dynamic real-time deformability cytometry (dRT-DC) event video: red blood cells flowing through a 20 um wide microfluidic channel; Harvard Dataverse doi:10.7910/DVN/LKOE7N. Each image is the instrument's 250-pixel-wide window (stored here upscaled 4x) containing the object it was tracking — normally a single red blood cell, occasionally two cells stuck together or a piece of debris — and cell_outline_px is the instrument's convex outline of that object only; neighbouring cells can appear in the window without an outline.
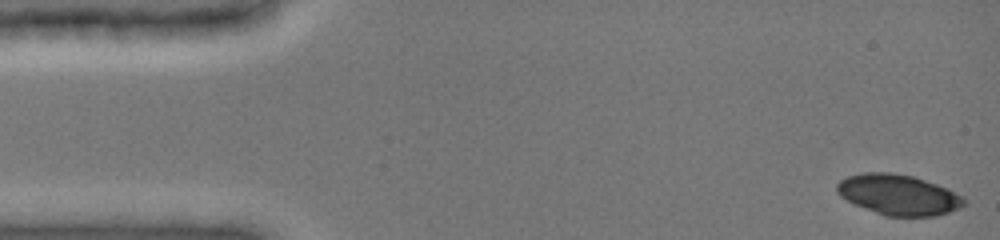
{"species": "common noctule bat (a hibernating species)", "species_latin": "Nyctalus noctula", "temperature_condition": "cold", "stored_images_in_passage": 45, "camera_frame_rate_fps": 3000, "um_per_image_px": 0.085, "animal": {"sex": "female", "body_mass_g": 19.0, "forearm_length_mm": 51.5}, "frame": {"image": 1, "passage_image": 1, "time_ms": 0.0, "image_size_px": [1000, 240], "cell_outline_px": [[964, 204], [960, 208], [936, 216], [884, 216], [856, 204], [840, 196], [836, 192], [836, 184], [840, 180], [848, 176], [868, 172], [888, 172], [912, 176], [936, 184], [960, 196], [964, 200]], "centroid_in_image_um": [76.32, 16.56], "position_along_channel_um": 8.7, "area_um2": 29.48}}